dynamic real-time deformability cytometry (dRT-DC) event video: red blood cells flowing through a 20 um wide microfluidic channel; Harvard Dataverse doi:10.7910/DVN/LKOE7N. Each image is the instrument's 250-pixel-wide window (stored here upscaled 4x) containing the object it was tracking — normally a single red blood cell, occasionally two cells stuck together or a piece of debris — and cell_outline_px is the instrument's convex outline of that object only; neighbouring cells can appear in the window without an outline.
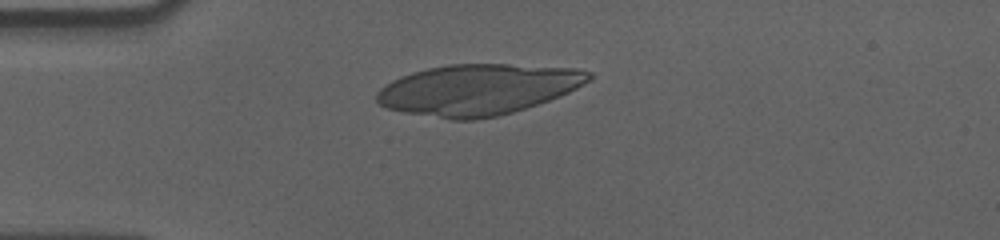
{"species": "human", "species_latin": "Homo sapiens", "temperature_condition": "cold", "stored_images_in_passage": 56, "camera_frame_rate_fps": 3000, "um_per_image_px": 0.085, "donor": {"sex": "male"}, "frame": {"image": 1, "passage_image": 14, "time_ms": 4.333, "image_size_px": [1000, 240], "cell_outline_px": [[592, 76], [584, 84], [560, 96], [512, 112], [496, 116], [476, 120], [452, 120], [404, 112], [388, 108], [380, 104], [376, 100], [376, 92], [380, 88], [392, 80], [400, 76], [412, 72], [428, 68], [448, 64], [508, 64], [580, 68], [592, 72]], "centroid_in_image_um": [40.62, 7.6], "position_along_channel_um": 44.4, "area_um2": 62.77}}
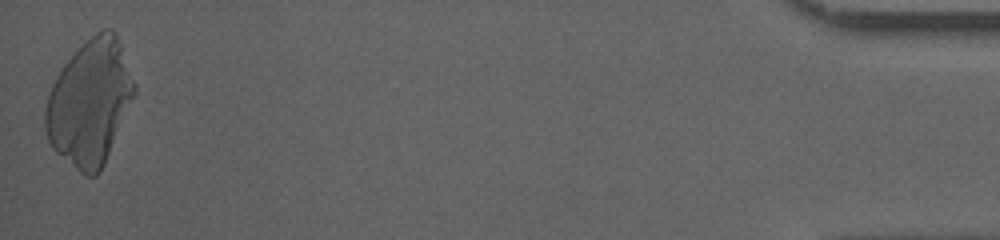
{"frame": {"image": 2, "passage_image": 56, "time_ms": 18.333, "image_size_px": [1000, 240], "cell_outline_px": [[136, 96], [104, 164], [96, 176], [88, 176], [80, 172], [56, 152], [52, 148], [48, 140], [44, 128], [44, 112], [48, 96], [52, 84], [56, 76], [64, 64], [96, 32], [104, 28], [112, 28], [116, 32], [136, 84]], "centroid_in_image_um": [7.66, 8.72], "position_along_channel_um": 427.5, "area_um2": 64.91}}